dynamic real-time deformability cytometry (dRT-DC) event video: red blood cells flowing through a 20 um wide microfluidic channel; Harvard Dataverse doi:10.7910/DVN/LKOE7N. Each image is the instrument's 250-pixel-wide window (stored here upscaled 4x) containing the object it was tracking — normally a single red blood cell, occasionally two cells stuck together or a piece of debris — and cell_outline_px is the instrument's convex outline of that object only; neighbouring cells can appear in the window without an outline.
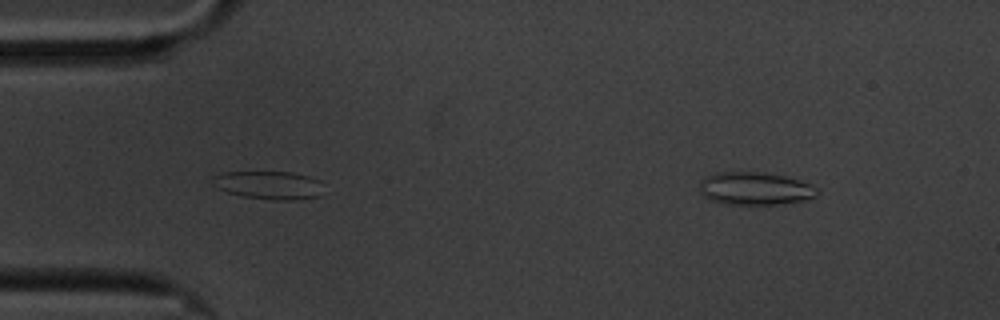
{"species": "common noctule bat (a hibernating species)", "species_latin": "Nyctalus noctula", "temperature_condition": "cold", "stored_images_in_passage": 4, "segment_of_instrument_passage": [2, 2], "camera_frame_rate_fps": 3000, "um_per_image_px": 0.085, "animal": {"sex": "male", "body_mass_g": 20.1, "forearm_length_mm": 53.5}, "frame": {"image": 1, "passage_image": 4, "time_ms": 1.0, "image_size_px": [1000, 320], "cell_outline_px": [[820, 192], [816, 196], [804, 200], [784, 204], [724, 204], [708, 200], [700, 192], [700, 180], [704, 176], [716, 172], [764, 172], [784, 176], [800, 180], [812, 184], [820, 188]], "centroid_in_image_um": [64.19, 16.02], "position_along_channel_um": 20.8, "area_um2": 22.95}}